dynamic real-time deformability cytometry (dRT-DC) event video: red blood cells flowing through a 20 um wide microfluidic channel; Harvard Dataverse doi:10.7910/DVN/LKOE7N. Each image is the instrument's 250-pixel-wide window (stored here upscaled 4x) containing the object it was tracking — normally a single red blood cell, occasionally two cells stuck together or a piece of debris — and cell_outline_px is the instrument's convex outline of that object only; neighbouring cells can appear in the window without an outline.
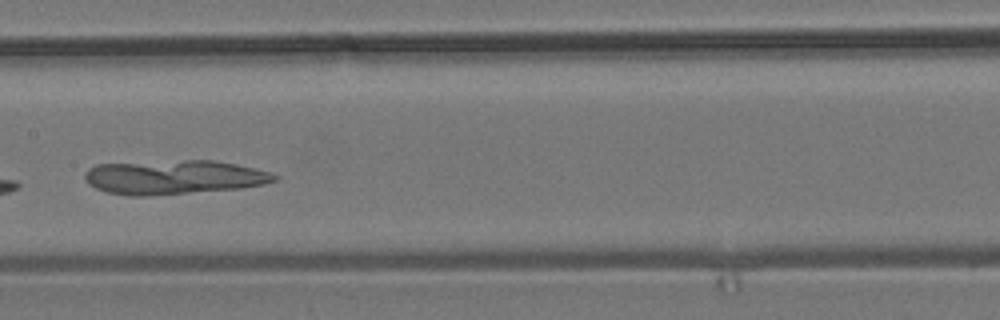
{"species": "common noctule bat (a hibernating species)", "species_latin": "Nyctalus noctula", "temperature_condition": "room temperature", "stored_images_in_passage": 7, "camera_frame_rate_fps": 3000, "um_per_image_px": 0.085, "animal": {"sex": "male", "body_mass_g": 19.2, "forearm_length_mm": 51.8}, "frame": {"image": 1, "passage_image": 7, "time_ms": 7.0, "image_size_px": [1000, 320], "cell_outline_px": [[280, 176], [276, 180], [264, 184], [240, 188], [148, 196], [132, 196], [108, 192], [96, 188], [88, 184], [84, 176], [84, 172], [88, 168], [96, 164], [184, 160], [212, 160], [236, 164], [272, 172]], "centroid_in_image_um": [14.78, 15.05], "position_along_channel_um": 192.6, "area_um2": 37.8}}